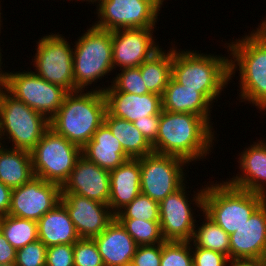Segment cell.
Instances as JSON below:
<instances>
[{
    "mask_svg": "<svg viewBox=\"0 0 266 266\" xmlns=\"http://www.w3.org/2000/svg\"><path fill=\"white\" fill-rule=\"evenodd\" d=\"M2 63H3L2 62V53H1V48H0V94L7 90L8 78H9V71L4 72L1 68Z\"/></svg>",
    "mask_w": 266,
    "mask_h": 266,
    "instance_id": "ee69618b",
    "label": "cell"
},
{
    "mask_svg": "<svg viewBox=\"0 0 266 266\" xmlns=\"http://www.w3.org/2000/svg\"><path fill=\"white\" fill-rule=\"evenodd\" d=\"M230 236V261L266 258V201Z\"/></svg>",
    "mask_w": 266,
    "mask_h": 266,
    "instance_id": "ac0fdd59",
    "label": "cell"
},
{
    "mask_svg": "<svg viewBox=\"0 0 266 266\" xmlns=\"http://www.w3.org/2000/svg\"><path fill=\"white\" fill-rule=\"evenodd\" d=\"M61 194H77L108 205L110 172L81 155L61 187Z\"/></svg>",
    "mask_w": 266,
    "mask_h": 266,
    "instance_id": "e0dca14e",
    "label": "cell"
},
{
    "mask_svg": "<svg viewBox=\"0 0 266 266\" xmlns=\"http://www.w3.org/2000/svg\"><path fill=\"white\" fill-rule=\"evenodd\" d=\"M125 266H135V265L133 263H129V264L125 265Z\"/></svg>",
    "mask_w": 266,
    "mask_h": 266,
    "instance_id": "681fc988",
    "label": "cell"
},
{
    "mask_svg": "<svg viewBox=\"0 0 266 266\" xmlns=\"http://www.w3.org/2000/svg\"><path fill=\"white\" fill-rule=\"evenodd\" d=\"M162 5H164V0H158Z\"/></svg>",
    "mask_w": 266,
    "mask_h": 266,
    "instance_id": "f907efd6",
    "label": "cell"
},
{
    "mask_svg": "<svg viewBox=\"0 0 266 266\" xmlns=\"http://www.w3.org/2000/svg\"><path fill=\"white\" fill-rule=\"evenodd\" d=\"M211 183L204 185L203 211L228 235L237 231L266 201L265 196L233 187L227 181Z\"/></svg>",
    "mask_w": 266,
    "mask_h": 266,
    "instance_id": "5b68a950",
    "label": "cell"
},
{
    "mask_svg": "<svg viewBox=\"0 0 266 266\" xmlns=\"http://www.w3.org/2000/svg\"><path fill=\"white\" fill-rule=\"evenodd\" d=\"M229 266H266V258L259 259H234Z\"/></svg>",
    "mask_w": 266,
    "mask_h": 266,
    "instance_id": "7bdbcfd3",
    "label": "cell"
},
{
    "mask_svg": "<svg viewBox=\"0 0 266 266\" xmlns=\"http://www.w3.org/2000/svg\"><path fill=\"white\" fill-rule=\"evenodd\" d=\"M0 266H15V263H10V264H0Z\"/></svg>",
    "mask_w": 266,
    "mask_h": 266,
    "instance_id": "bcb514c9",
    "label": "cell"
},
{
    "mask_svg": "<svg viewBox=\"0 0 266 266\" xmlns=\"http://www.w3.org/2000/svg\"><path fill=\"white\" fill-rule=\"evenodd\" d=\"M34 176L29 151L14 148L0 149V181L14 189L28 183Z\"/></svg>",
    "mask_w": 266,
    "mask_h": 266,
    "instance_id": "484cf974",
    "label": "cell"
},
{
    "mask_svg": "<svg viewBox=\"0 0 266 266\" xmlns=\"http://www.w3.org/2000/svg\"><path fill=\"white\" fill-rule=\"evenodd\" d=\"M49 127V120L43 114L34 111L7 90L0 94V136L3 143L9 139L10 142L12 140V148L30 152Z\"/></svg>",
    "mask_w": 266,
    "mask_h": 266,
    "instance_id": "52a82bcc",
    "label": "cell"
},
{
    "mask_svg": "<svg viewBox=\"0 0 266 266\" xmlns=\"http://www.w3.org/2000/svg\"><path fill=\"white\" fill-rule=\"evenodd\" d=\"M91 26L74 42L73 74L77 90L86 91L87 86L114 71L111 31Z\"/></svg>",
    "mask_w": 266,
    "mask_h": 266,
    "instance_id": "8992f818",
    "label": "cell"
},
{
    "mask_svg": "<svg viewBox=\"0 0 266 266\" xmlns=\"http://www.w3.org/2000/svg\"><path fill=\"white\" fill-rule=\"evenodd\" d=\"M7 91L34 111L43 114L49 121L57 113L68 93L32 70L9 72Z\"/></svg>",
    "mask_w": 266,
    "mask_h": 266,
    "instance_id": "4fadbf2b",
    "label": "cell"
},
{
    "mask_svg": "<svg viewBox=\"0 0 266 266\" xmlns=\"http://www.w3.org/2000/svg\"><path fill=\"white\" fill-rule=\"evenodd\" d=\"M115 218L159 221V203L140 193L132 202L121 209Z\"/></svg>",
    "mask_w": 266,
    "mask_h": 266,
    "instance_id": "1f68e13d",
    "label": "cell"
},
{
    "mask_svg": "<svg viewBox=\"0 0 266 266\" xmlns=\"http://www.w3.org/2000/svg\"><path fill=\"white\" fill-rule=\"evenodd\" d=\"M139 161L141 193L158 203L187 183L184 166L189 163L179 157L153 152Z\"/></svg>",
    "mask_w": 266,
    "mask_h": 266,
    "instance_id": "7c38bea8",
    "label": "cell"
},
{
    "mask_svg": "<svg viewBox=\"0 0 266 266\" xmlns=\"http://www.w3.org/2000/svg\"><path fill=\"white\" fill-rule=\"evenodd\" d=\"M186 184L159 203V223L165 241L190 242L197 224L191 204L203 211L205 187L188 197ZM188 195V196H187ZM191 201V202H190ZM194 202V203H192Z\"/></svg>",
    "mask_w": 266,
    "mask_h": 266,
    "instance_id": "8fae6325",
    "label": "cell"
},
{
    "mask_svg": "<svg viewBox=\"0 0 266 266\" xmlns=\"http://www.w3.org/2000/svg\"><path fill=\"white\" fill-rule=\"evenodd\" d=\"M154 29L122 28L111 31L113 68L139 67L157 53L161 48L154 41Z\"/></svg>",
    "mask_w": 266,
    "mask_h": 266,
    "instance_id": "9a60e30c",
    "label": "cell"
},
{
    "mask_svg": "<svg viewBox=\"0 0 266 266\" xmlns=\"http://www.w3.org/2000/svg\"><path fill=\"white\" fill-rule=\"evenodd\" d=\"M82 155L109 172L130 159L105 123L96 130L93 138L82 148Z\"/></svg>",
    "mask_w": 266,
    "mask_h": 266,
    "instance_id": "cb8c5ba5",
    "label": "cell"
},
{
    "mask_svg": "<svg viewBox=\"0 0 266 266\" xmlns=\"http://www.w3.org/2000/svg\"><path fill=\"white\" fill-rule=\"evenodd\" d=\"M61 187L33 177L28 183L12 189L10 216L38 221L60 202Z\"/></svg>",
    "mask_w": 266,
    "mask_h": 266,
    "instance_id": "5bb4252c",
    "label": "cell"
},
{
    "mask_svg": "<svg viewBox=\"0 0 266 266\" xmlns=\"http://www.w3.org/2000/svg\"><path fill=\"white\" fill-rule=\"evenodd\" d=\"M65 206L80 238L92 239L100 235L115 219L107 204L77 194H61Z\"/></svg>",
    "mask_w": 266,
    "mask_h": 266,
    "instance_id": "2e32d148",
    "label": "cell"
},
{
    "mask_svg": "<svg viewBox=\"0 0 266 266\" xmlns=\"http://www.w3.org/2000/svg\"><path fill=\"white\" fill-rule=\"evenodd\" d=\"M32 62L35 74L67 92L78 91L73 74V47L59 32L41 37ZM72 47V48H71Z\"/></svg>",
    "mask_w": 266,
    "mask_h": 266,
    "instance_id": "30bf717a",
    "label": "cell"
},
{
    "mask_svg": "<svg viewBox=\"0 0 266 266\" xmlns=\"http://www.w3.org/2000/svg\"><path fill=\"white\" fill-rule=\"evenodd\" d=\"M138 246L165 242L159 221L117 219Z\"/></svg>",
    "mask_w": 266,
    "mask_h": 266,
    "instance_id": "4dcf8cb0",
    "label": "cell"
},
{
    "mask_svg": "<svg viewBox=\"0 0 266 266\" xmlns=\"http://www.w3.org/2000/svg\"><path fill=\"white\" fill-rule=\"evenodd\" d=\"M162 243L137 246L132 262L135 266H161Z\"/></svg>",
    "mask_w": 266,
    "mask_h": 266,
    "instance_id": "f35d334b",
    "label": "cell"
},
{
    "mask_svg": "<svg viewBox=\"0 0 266 266\" xmlns=\"http://www.w3.org/2000/svg\"><path fill=\"white\" fill-rule=\"evenodd\" d=\"M213 130L196 114L162 110L157 139L152 148L155 153L179 157L190 165L197 159H206L205 156L211 152L213 140H216Z\"/></svg>",
    "mask_w": 266,
    "mask_h": 266,
    "instance_id": "6da1fadb",
    "label": "cell"
},
{
    "mask_svg": "<svg viewBox=\"0 0 266 266\" xmlns=\"http://www.w3.org/2000/svg\"><path fill=\"white\" fill-rule=\"evenodd\" d=\"M106 99V111L111 116L134 122L147 119L150 115H160L162 96L155 93L135 95L126 92H103Z\"/></svg>",
    "mask_w": 266,
    "mask_h": 266,
    "instance_id": "ffe728a7",
    "label": "cell"
},
{
    "mask_svg": "<svg viewBox=\"0 0 266 266\" xmlns=\"http://www.w3.org/2000/svg\"><path fill=\"white\" fill-rule=\"evenodd\" d=\"M92 239L104 266H125L131 263L138 246L116 218L100 235Z\"/></svg>",
    "mask_w": 266,
    "mask_h": 266,
    "instance_id": "44dd1931",
    "label": "cell"
},
{
    "mask_svg": "<svg viewBox=\"0 0 266 266\" xmlns=\"http://www.w3.org/2000/svg\"><path fill=\"white\" fill-rule=\"evenodd\" d=\"M30 154L34 176L62 187L82 155V148L49 127Z\"/></svg>",
    "mask_w": 266,
    "mask_h": 266,
    "instance_id": "ba28073f",
    "label": "cell"
},
{
    "mask_svg": "<svg viewBox=\"0 0 266 266\" xmlns=\"http://www.w3.org/2000/svg\"><path fill=\"white\" fill-rule=\"evenodd\" d=\"M0 8H1V6H0ZM0 11H1V9H0ZM1 14H2V13L0 12V32H1V25H2V24H1V22H2Z\"/></svg>",
    "mask_w": 266,
    "mask_h": 266,
    "instance_id": "7dc6e473",
    "label": "cell"
},
{
    "mask_svg": "<svg viewBox=\"0 0 266 266\" xmlns=\"http://www.w3.org/2000/svg\"><path fill=\"white\" fill-rule=\"evenodd\" d=\"M85 1V0H84ZM97 3L93 26L113 31L122 28H156L162 4L158 0H86Z\"/></svg>",
    "mask_w": 266,
    "mask_h": 266,
    "instance_id": "9c48e42d",
    "label": "cell"
},
{
    "mask_svg": "<svg viewBox=\"0 0 266 266\" xmlns=\"http://www.w3.org/2000/svg\"><path fill=\"white\" fill-rule=\"evenodd\" d=\"M141 193V166L139 158L125 160L110 171V197L108 206L116 215Z\"/></svg>",
    "mask_w": 266,
    "mask_h": 266,
    "instance_id": "7402d4cb",
    "label": "cell"
},
{
    "mask_svg": "<svg viewBox=\"0 0 266 266\" xmlns=\"http://www.w3.org/2000/svg\"><path fill=\"white\" fill-rule=\"evenodd\" d=\"M104 123L109 127L114 137L119 140L124 152L130 158H141L154 152L152 145L132 122L111 116L106 111Z\"/></svg>",
    "mask_w": 266,
    "mask_h": 266,
    "instance_id": "4316f807",
    "label": "cell"
},
{
    "mask_svg": "<svg viewBox=\"0 0 266 266\" xmlns=\"http://www.w3.org/2000/svg\"><path fill=\"white\" fill-rule=\"evenodd\" d=\"M170 48L168 52L161 48L139 66L148 91L160 96H163L165 88L172 77L173 48Z\"/></svg>",
    "mask_w": 266,
    "mask_h": 266,
    "instance_id": "83f0119b",
    "label": "cell"
},
{
    "mask_svg": "<svg viewBox=\"0 0 266 266\" xmlns=\"http://www.w3.org/2000/svg\"><path fill=\"white\" fill-rule=\"evenodd\" d=\"M74 266H104L93 239L80 238L74 244Z\"/></svg>",
    "mask_w": 266,
    "mask_h": 266,
    "instance_id": "e575fe53",
    "label": "cell"
},
{
    "mask_svg": "<svg viewBox=\"0 0 266 266\" xmlns=\"http://www.w3.org/2000/svg\"><path fill=\"white\" fill-rule=\"evenodd\" d=\"M245 149L238 158L241 174L226 181L233 187L266 197V142L259 140Z\"/></svg>",
    "mask_w": 266,
    "mask_h": 266,
    "instance_id": "d6986e66",
    "label": "cell"
},
{
    "mask_svg": "<svg viewBox=\"0 0 266 266\" xmlns=\"http://www.w3.org/2000/svg\"><path fill=\"white\" fill-rule=\"evenodd\" d=\"M228 45L230 80L239 70L240 102L255 104L260 111H266V33L259 27L249 35Z\"/></svg>",
    "mask_w": 266,
    "mask_h": 266,
    "instance_id": "7a4b0ae2",
    "label": "cell"
},
{
    "mask_svg": "<svg viewBox=\"0 0 266 266\" xmlns=\"http://www.w3.org/2000/svg\"><path fill=\"white\" fill-rule=\"evenodd\" d=\"M0 231L16 250L38 240V224L29 219L3 215L0 220Z\"/></svg>",
    "mask_w": 266,
    "mask_h": 266,
    "instance_id": "f1b7e54d",
    "label": "cell"
},
{
    "mask_svg": "<svg viewBox=\"0 0 266 266\" xmlns=\"http://www.w3.org/2000/svg\"><path fill=\"white\" fill-rule=\"evenodd\" d=\"M203 224L197 225L191 242L196 247L221 252L230 259V236L221 229L204 211Z\"/></svg>",
    "mask_w": 266,
    "mask_h": 266,
    "instance_id": "f546056e",
    "label": "cell"
},
{
    "mask_svg": "<svg viewBox=\"0 0 266 266\" xmlns=\"http://www.w3.org/2000/svg\"><path fill=\"white\" fill-rule=\"evenodd\" d=\"M47 247L38 239L16 250L15 266H46Z\"/></svg>",
    "mask_w": 266,
    "mask_h": 266,
    "instance_id": "d590c367",
    "label": "cell"
},
{
    "mask_svg": "<svg viewBox=\"0 0 266 266\" xmlns=\"http://www.w3.org/2000/svg\"><path fill=\"white\" fill-rule=\"evenodd\" d=\"M2 137L0 136V149L3 147V146H5L4 144L2 145Z\"/></svg>",
    "mask_w": 266,
    "mask_h": 266,
    "instance_id": "c3c4849f",
    "label": "cell"
},
{
    "mask_svg": "<svg viewBox=\"0 0 266 266\" xmlns=\"http://www.w3.org/2000/svg\"><path fill=\"white\" fill-rule=\"evenodd\" d=\"M38 239L46 246L72 244L80 239L65 206L59 202L38 221Z\"/></svg>",
    "mask_w": 266,
    "mask_h": 266,
    "instance_id": "d4e9b609",
    "label": "cell"
},
{
    "mask_svg": "<svg viewBox=\"0 0 266 266\" xmlns=\"http://www.w3.org/2000/svg\"><path fill=\"white\" fill-rule=\"evenodd\" d=\"M191 248L194 266H229V257L221 252L196 247L192 242Z\"/></svg>",
    "mask_w": 266,
    "mask_h": 266,
    "instance_id": "8d00e7d4",
    "label": "cell"
},
{
    "mask_svg": "<svg viewBox=\"0 0 266 266\" xmlns=\"http://www.w3.org/2000/svg\"><path fill=\"white\" fill-rule=\"evenodd\" d=\"M212 104L196 89L186 88L172 77L162 96V110L174 113H193L202 117L212 128Z\"/></svg>",
    "mask_w": 266,
    "mask_h": 266,
    "instance_id": "603a6c76",
    "label": "cell"
},
{
    "mask_svg": "<svg viewBox=\"0 0 266 266\" xmlns=\"http://www.w3.org/2000/svg\"><path fill=\"white\" fill-rule=\"evenodd\" d=\"M46 266H74V245L59 244L47 247Z\"/></svg>",
    "mask_w": 266,
    "mask_h": 266,
    "instance_id": "74e56055",
    "label": "cell"
},
{
    "mask_svg": "<svg viewBox=\"0 0 266 266\" xmlns=\"http://www.w3.org/2000/svg\"><path fill=\"white\" fill-rule=\"evenodd\" d=\"M161 266H193L190 242L165 241L162 243Z\"/></svg>",
    "mask_w": 266,
    "mask_h": 266,
    "instance_id": "836d02e7",
    "label": "cell"
},
{
    "mask_svg": "<svg viewBox=\"0 0 266 266\" xmlns=\"http://www.w3.org/2000/svg\"><path fill=\"white\" fill-rule=\"evenodd\" d=\"M258 26L263 32L266 33V18L264 20H262L261 24Z\"/></svg>",
    "mask_w": 266,
    "mask_h": 266,
    "instance_id": "f6af8a7d",
    "label": "cell"
},
{
    "mask_svg": "<svg viewBox=\"0 0 266 266\" xmlns=\"http://www.w3.org/2000/svg\"><path fill=\"white\" fill-rule=\"evenodd\" d=\"M12 189L0 181V215H8L11 206Z\"/></svg>",
    "mask_w": 266,
    "mask_h": 266,
    "instance_id": "b9f144b4",
    "label": "cell"
},
{
    "mask_svg": "<svg viewBox=\"0 0 266 266\" xmlns=\"http://www.w3.org/2000/svg\"><path fill=\"white\" fill-rule=\"evenodd\" d=\"M116 77L112 78L111 85L104 92H126L135 95L150 93L141 76L140 67L120 69Z\"/></svg>",
    "mask_w": 266,
    "mask_h": 266,
    "instance_id": "d6a6232c",
    "label": "cell"
},
{
    "mask_svg": "<svg viewBox=\"0 0 266 266\" xmlns=\"http://www.w3.org/2000/svg\"><path fill=\"white\" fill-rule=\"evenodd\" d=\"M173 46L172 78L186 88L196 89L211 104L230 81L229 58L195 50L177 51Z\"/></svg>",
    "mask_w": 266,
    "mask_h": 266,
    "instance_id": "277c9868",
    "label": "cell"
},
{
    "mask_svg": "<svg viewBox=\"0 0 266 266\" xmlns=\"http://www.w3.org/2000/svg\"><path fill=\"white\" fill-rule=\"evenodd\" d=\"M105 89L97 86L88 92L84 90L68 92L61 107L50 119V128L83 148L104 123Z\"/></svg>",
    "mask_w": 266,
    "mask_h": 266,
    "instance_id": "3957f363",
    "label": "cell"
},
{
    "mask_svg": "<svg viewBox=\"0 0 266 266\" xmlns=\"http://www.w3.org/2000/svg\"><path fill=\"white\" fill-rule=\"evenodd\" d=\"M16 249L9 244L8 240L0 231V264L15 263Z\"/></svg>",
    "mask_w": 266,
    "mask_h": 266,
    "instance_id": "60d3db41",
    "label": "cell"
},
{
    "mask_svg": "<svg viewBox=\"0 0 266 266\" xmlns=\"http://www.w3.org/2000/svg\"><path fill=\"white\" fill-rule=\"evenodd\" d=\"M159 121L160 115H150L147 119L134 121L133 124L152 145L157 139Z\"/></svg>",
    "mask_w": 266,
    "mask_h": 266,
    "instance_id": "ab89813d",
    "label": "cell"
}]
</instances>
